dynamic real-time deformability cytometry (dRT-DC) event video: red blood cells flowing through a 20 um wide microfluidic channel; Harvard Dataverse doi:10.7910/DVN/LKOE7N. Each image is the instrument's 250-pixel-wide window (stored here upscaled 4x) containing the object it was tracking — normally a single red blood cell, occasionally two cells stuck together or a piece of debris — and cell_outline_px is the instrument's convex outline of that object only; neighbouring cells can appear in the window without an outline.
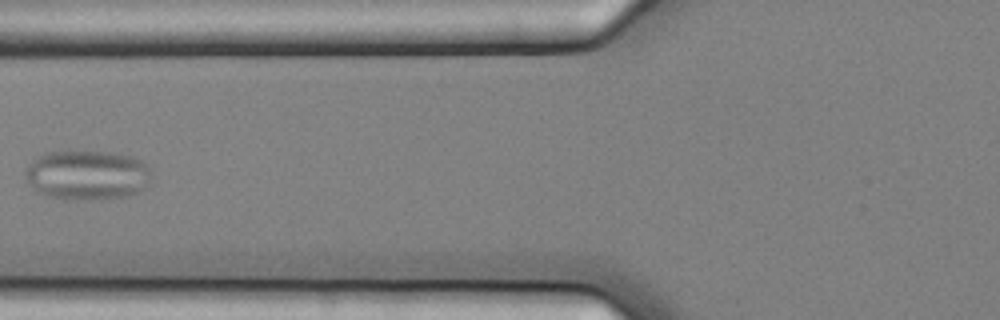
{"species": "common noctule bat (a hibernating species)", "species_latin": "Nyctalus noctula", "temperature_condition": "cold", "stored_images_in_passage": 16, "camera_frame_rate_fps": 3000, "um_per_image_px": 0.085, "animal": {"sex": "female", "body_mass_g": 25.1}, "frame": {"image": 1, "passage_image": 7, "time_ms": 2.0, "image_size_px": [1000, 320], "cell_outline_px": [[152, 180], [144, 188], [136, 192], [124, 196], [64, 200], [48, 196], [36, 192], [32, 188], [24, 176], [24, 168], [32, 160], [48, 152], [108, 152], [132, 156], [148, 164], [152, 176]], "centroid_in_image_um": [7.39, 14.87], "position_along_channel_um": 118.4, "area_um2": 36.47}}